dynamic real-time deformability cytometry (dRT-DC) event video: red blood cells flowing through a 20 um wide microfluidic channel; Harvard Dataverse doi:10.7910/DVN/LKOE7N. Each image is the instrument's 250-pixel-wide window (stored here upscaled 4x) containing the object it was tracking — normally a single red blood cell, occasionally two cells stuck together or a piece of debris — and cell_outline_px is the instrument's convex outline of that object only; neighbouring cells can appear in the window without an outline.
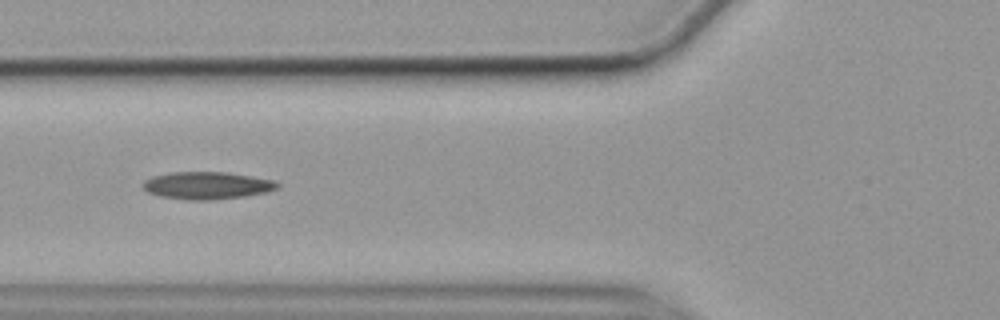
{"species": "common noctule bat (a hibernating species)", "species_latin": "Nyctalus noctula", "temperature_condition": "cold", "stored_images_in_passage": 41, "camera_frame_rate_fps": 3000, "um_per_image_px": 0.085, "animal": {"sex": "female", "body_mass_g": 19.9}, "frame": {"image": 1, "passage_image": 7, "time_ms": 2.0, "image_size_px": [1000, 320], "cell_outline_px": [[280, 184], [276, 188], [264, 192], [244, 196], [208, 200], [188, 200], [160, 196], [148, 192], [144, 188], [144, 180], [152, 176], [172, 172], [228, 172], [252, 176], [272, 180]], "centroid_in_image_um": [17.57, 15.76], "position_along_channel_um": 108.2, "area_um2": 21.21}, "authors_computed_cell_mechanics": {"area_um2": 20.1722, "velocity_mm_per_s": 3.5357, "shape_relaxation_time_tau1_ms": 8.7731, "shape_relaxation_time_tau2_ms": 6.8997, "deformation_change_tau1": 0.2088, "deformation_change_tau2": 0.1902}}